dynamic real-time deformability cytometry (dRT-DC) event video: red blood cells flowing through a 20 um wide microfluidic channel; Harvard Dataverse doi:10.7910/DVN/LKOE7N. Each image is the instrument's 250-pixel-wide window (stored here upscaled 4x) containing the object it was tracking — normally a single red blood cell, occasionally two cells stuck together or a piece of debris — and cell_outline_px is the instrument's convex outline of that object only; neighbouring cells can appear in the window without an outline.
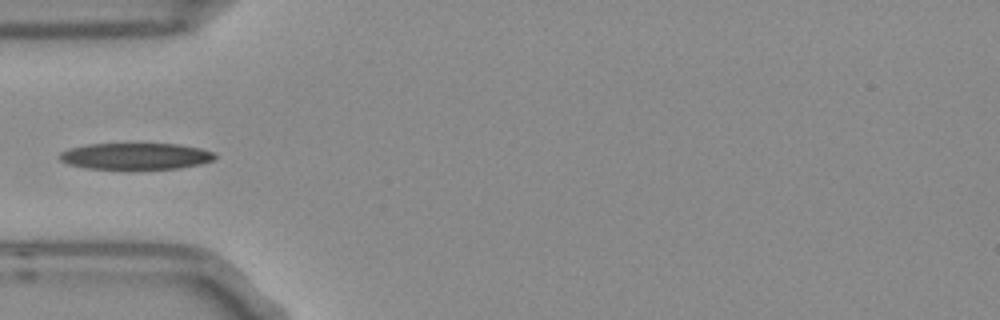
{"species": "Egyptian fruit bat (a non-hibernating species)", "species_latin": "Rousettus aegyptiacus", "temperature_condition": "room temperature", "stored_images_in_passage": 6, "camera_frame_rate_fps": 3000, "um_per_image_px": 0.085, "frame": {"image": 1, "passage_image": 4, "time_ms": 1.0, "image_size_px": [1000, 320], "cell_outline_px": [[216, 156], [212, 160], [200, 164], [180, 168], [128, 172], [84, 168], [68, 164], [60, 160], [56, 156], [60, 152], [68, 148], [88, 144], [176, 144], [200, 148], [212, 152]], "centroid_in_image_um": [11.44, 13.33], "position_along_channel_um": 73.6, "area_um2": 25.09}}